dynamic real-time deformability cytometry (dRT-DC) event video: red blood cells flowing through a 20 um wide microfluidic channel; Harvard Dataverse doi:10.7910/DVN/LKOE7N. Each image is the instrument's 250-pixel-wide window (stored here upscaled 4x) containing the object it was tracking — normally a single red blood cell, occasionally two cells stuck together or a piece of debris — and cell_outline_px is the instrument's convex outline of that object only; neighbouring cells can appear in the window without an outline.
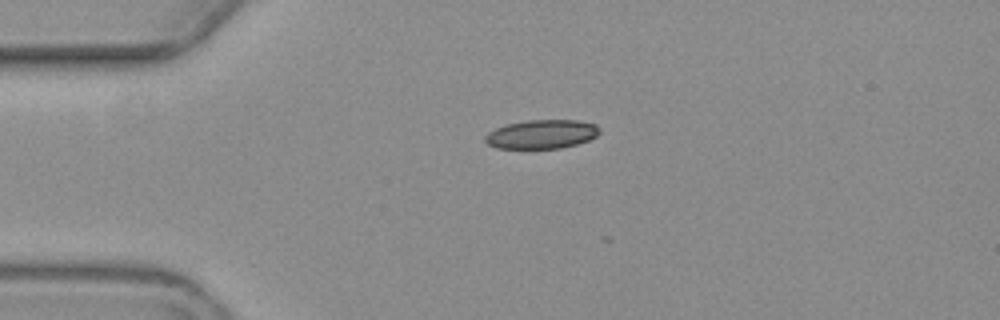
{"species": "common noctule bat (a hibernating species)", "species_latin": "Nyctalus noctula", "temperature_condition": "warm", "stored_images_in_passage": 5, "camera_frame_rate_fps": 3000, "um_per_image_px": 0.085, "animal": {"sex": "female", "body_mass_g": 19.3, "forearm_length_mm": 54.1}, "frame": {"image": 1, "passage_image": 4, "time_ms": 7.0, "image_size_px": [1000, 320], "cell_outline_px": [[600, 132], [596, 136], [588, 140], [576, 144], [560, 148], [496, 148], [488, 144], [484, 140], [484, 136], [488, 132], [496, 128], [508, 124], [528, 120], [576, 120], [596, 124], [600, 128]], "centroid_in_image_um": [46.04, 11.4], "position_along_channel_um": 39.0, "area_um2": 19.19}}